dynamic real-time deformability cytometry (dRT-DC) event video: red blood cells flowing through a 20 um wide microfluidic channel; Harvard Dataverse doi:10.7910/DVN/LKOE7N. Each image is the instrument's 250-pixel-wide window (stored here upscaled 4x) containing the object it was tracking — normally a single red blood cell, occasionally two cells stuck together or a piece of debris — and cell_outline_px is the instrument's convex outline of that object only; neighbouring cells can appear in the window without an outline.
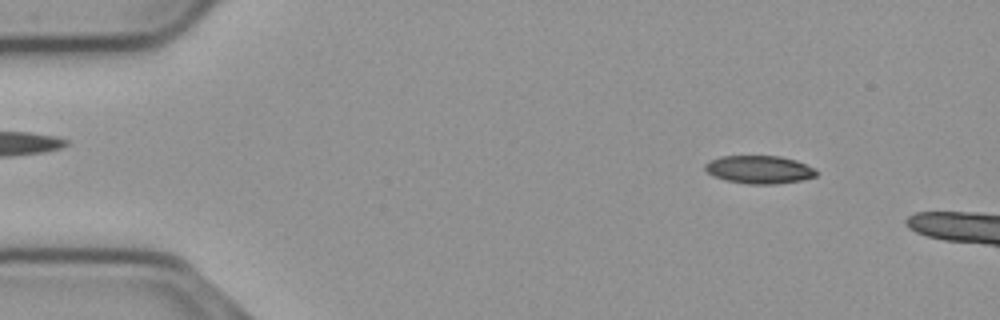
{"species": "common noctule bat (a hibernating species)", "species_latin": "Nyctalus noctula", "temperature_condition": "cold", "stored_images_in_passage": 8, "camera_frame_rate_fps": 3000, "um_per_image_px": 0.085, "animal": {"sex": "male", "body_mass_g": 23.1, "forearm_length_mm": 52.7}, "frame": {"image": 1, "passage_image": 3, "time_ms": 0.667, "image_size_px": [1000, 320], "cell_outline_px": [[816, 176], [800, 180], [776, 184], [748, 184], [728, 180], [712, 176], [704, 168], [704, 164], [708, 160], [720, 156], [780, 156], [796, 160], [816, 168]], "centroid_in_image_um": [64.52, 14.4], "position_along_channel_um": 20.5, "area_um2": 18.21}}